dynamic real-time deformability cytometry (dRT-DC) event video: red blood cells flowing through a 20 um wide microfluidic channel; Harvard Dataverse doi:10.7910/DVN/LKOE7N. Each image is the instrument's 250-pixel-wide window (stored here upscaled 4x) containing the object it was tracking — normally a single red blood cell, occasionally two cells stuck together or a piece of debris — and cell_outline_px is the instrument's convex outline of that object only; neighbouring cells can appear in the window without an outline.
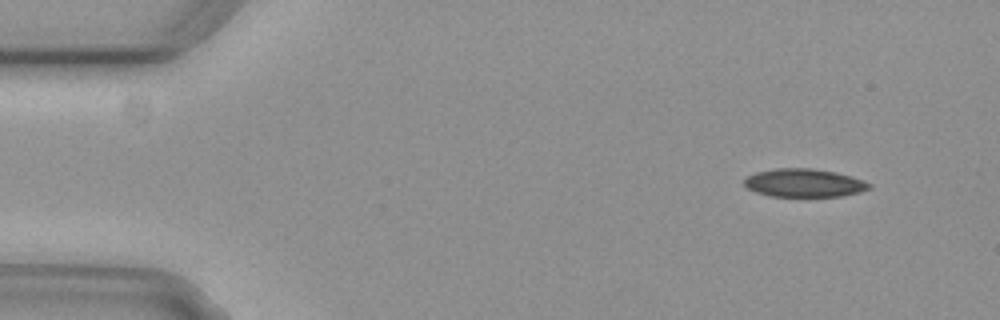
{"species": "common noctule bat (a hibernating species)", "species_latin": "Nyctalus noctula", "temperature_condition": "cold", "stored_images_in_passage": 5, "camera_frame_rate_fps": 3000, "um_per_image_px": 0.085, "animal": {"sex": "female", "body_mass_g": 29.2, "forearm_length_mm": 56.3}, "frame": {"image": 1, "passage_image": 2, "time_ms": 0.333, "image_size_px": [1000, 320], "cell_outline_px": [[872, 188], [860, 192], [840, 196], [768, 196], [756, 192], [748, 188], [744, 184], [744, 180], [748, 176], [756, 172], [776, 168], [812, 168], [836, 172], [864, 180], [872, 184]], "centroid_in_image_um": [68.37, 15.54], "position_along_channel_um": 16.6, "area_um2": 20.58}}